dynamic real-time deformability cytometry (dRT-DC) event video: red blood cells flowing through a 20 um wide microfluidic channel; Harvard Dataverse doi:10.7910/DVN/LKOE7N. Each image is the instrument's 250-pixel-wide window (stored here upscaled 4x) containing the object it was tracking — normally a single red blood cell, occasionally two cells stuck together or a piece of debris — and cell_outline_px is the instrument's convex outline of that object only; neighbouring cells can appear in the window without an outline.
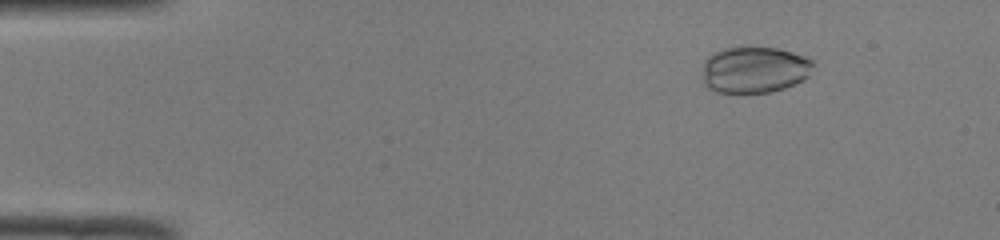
{"species": "common noctule bat (a hibernating species)", "species_latin": "Nyctalus noctula", "temperature_condition": "room temperature", "stored_images_in_passage": 50, "camera_frame_rate_fps": 3000, "um_per_image_px": 0.085, "animal": {"sex": "male", "body_mass_g": 19.0, "forearm_length_mm": 50.8}, "frame": {"image": 1, "passage_image": 7, "time_ms": 2.0, "image_size_px": [1000, 240], "cell_outline_px": [[812, 64], [808, 76], [804, 80], [784, 88], [768, 92], [716, 92], [708, 88], [704, 84], [704, 60], [708, 56], [724, 48], [776, 48], [792, 52], [804, 56], [812, 60]], "centroid_in_image_um": [64.12, 5.93], "position_along_channel_um": 20.9, "area_um2": 29.54}}
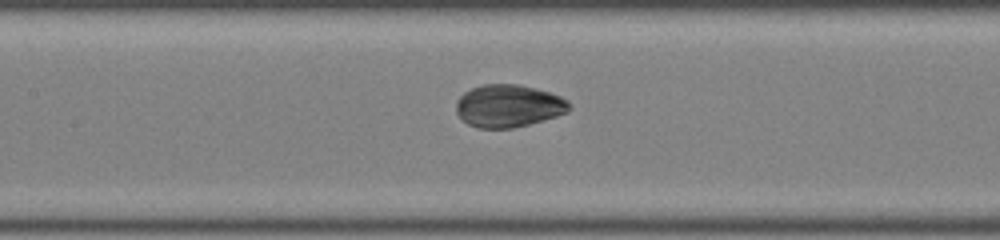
{"frame": {"image": 2, "passage_image": 24, "time_ms": 7.667, "image_size_px": [1000, 240], "cell_outline_px": [[572, 108], [568, 112], [556, 116], [528, 124], [512, 128], [476, 128], [460, 120], [456, 112], [456, 100], [464, 92], [472, 88], [484, 84], [520, 84], [536, 88], [560, 96], [568, 100]], "centroid_in_image_um": [43.2, 9.0], "position_along_channel_um": 164.2, "area_um2": 28.26}}
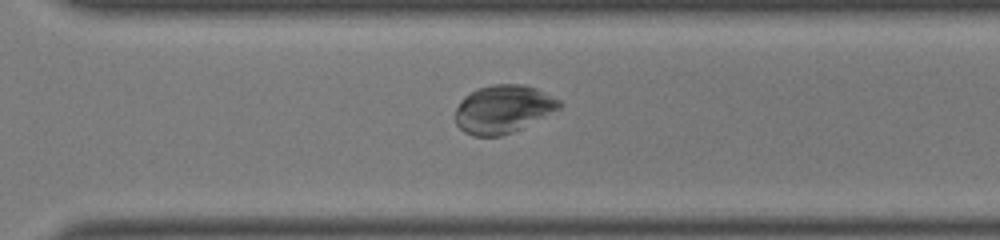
{"frame": {"image": 3, "passage_image": 36, "time_ms": 11.667, "image_size_px": [1000, 240], "cell_outline_px": [[564, 104], [560, 108], [512, 132], [500, 136], [472, 136], [464, 132], [456, 124], [456, 108], [460, 100], [464, 96], [476, 88], [492, 84], [524, 84], [536, 88], [560, 100]], "centroid_in_image_um": [42.74, 9.26], "position_along_channel_um": 327.9, "area_um2": 29.07}}